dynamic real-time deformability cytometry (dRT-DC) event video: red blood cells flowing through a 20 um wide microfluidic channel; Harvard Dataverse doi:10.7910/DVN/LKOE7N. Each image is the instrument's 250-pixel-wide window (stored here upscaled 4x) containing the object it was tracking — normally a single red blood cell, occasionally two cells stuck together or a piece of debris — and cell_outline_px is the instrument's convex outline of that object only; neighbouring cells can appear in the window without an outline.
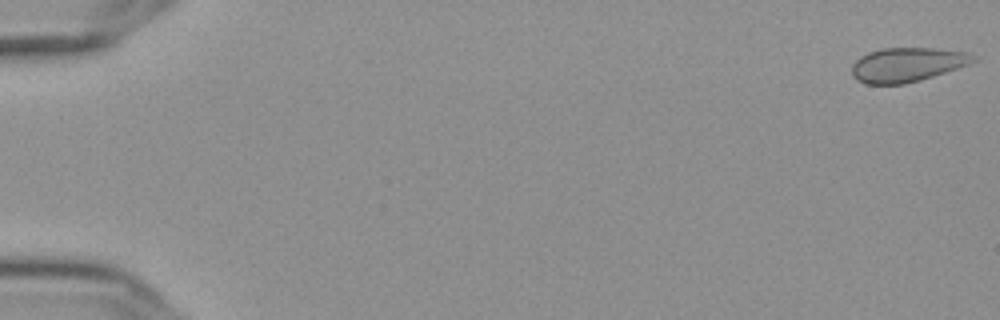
{"species": "Egyptian fruit bat (a non-hibernating species)", "species_latin": "Rousettus aegyptiacus", "temperature_condition": "cold", "stored_images_in_passage": 57, "camera_frame_rate_fps": 3000, "um_per_image_px": 0.085, "frame": {"image": 1, "passage_image": 1, "time_ms": 0.0, "image_size_px": [1000, 320], "cell_outline_px": [[976, 60], [968, 64], [920, 80], [904, 84], [868, 84], [856, 80], [852, 76], [852, 64], [860, 56], [868, 52], [880, 48], [932, 48], [968, 52], [976, 56]], "centroid_in_image_um": [77.06, 5.49], "position_along_channel_um": 7.9, "area_um2": 24.16}}
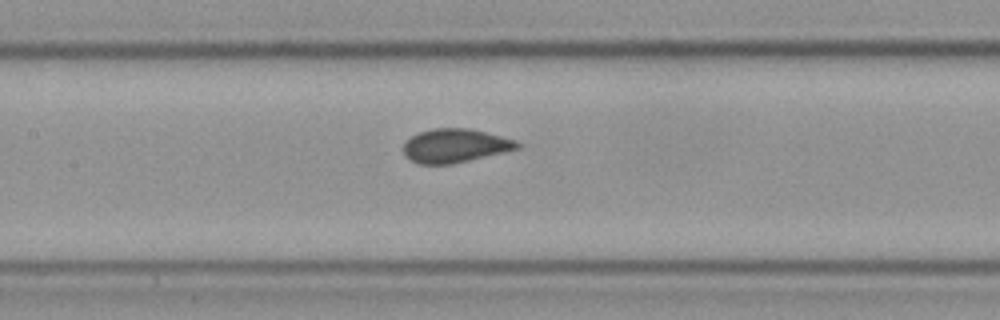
{"frame": {"image": 2, "passage_image": 28, "time_ms": 9.0, "image_size_px": [1000, 320], "cell_outline_px": [[524, 144], [520, 148], [504, 152], [452, 164], [420, 164], [404, 156], [404, 144], [412, 136], [420, 132], [432, 128], [468, 128], [516, 140]], "centroid_in_image_um": [38.71, 12.38], "position_along_channel_um": 168.7, "area_um2": 22.25}}
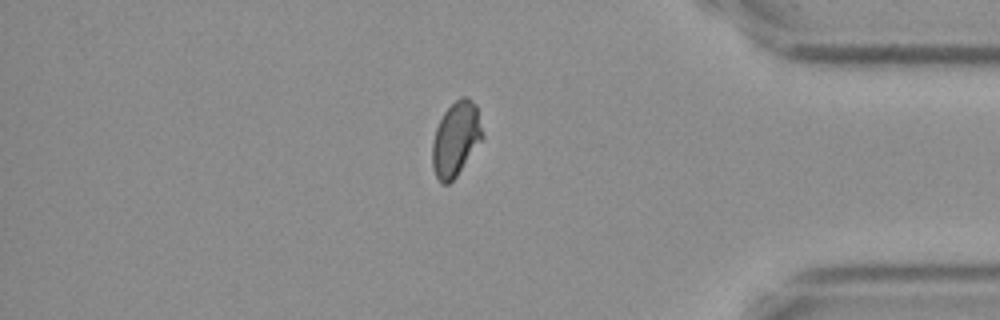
{"frame": {"image": 3, "passage_image": 49, "time_ms": 16.0, "image_size_px": [1000, 320], "cell_outline_px": [[484, 140], [456, 176], [448, 184], [440, 184], [432, 168], [432, 144], [436, 128], [444, 112], [460, 96], [468, 96], [476, 104], [484, 132]], "centroid_in_image_um": [38.78, 11.81], "position_along_channel_um": 396.4, "area_um2": 22.14}}